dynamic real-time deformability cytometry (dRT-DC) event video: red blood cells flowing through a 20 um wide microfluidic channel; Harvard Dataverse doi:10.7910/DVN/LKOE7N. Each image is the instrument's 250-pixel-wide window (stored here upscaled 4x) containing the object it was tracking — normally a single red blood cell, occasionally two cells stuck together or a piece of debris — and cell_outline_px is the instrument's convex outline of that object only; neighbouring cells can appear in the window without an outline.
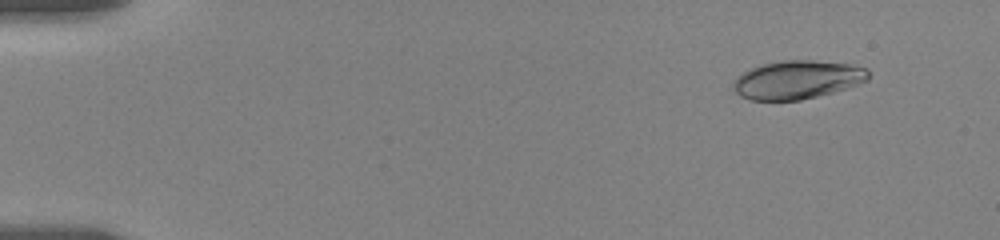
{"species": "human", "species_latin": "Homo sapiens", "temperature_condition": "room temperature", "stored_images_in_passage": 30, "camera_frame_rate_fps": 3000, "um_per_image_px": 0.085, "donor": {"sex": "female"}, "frame": {"image": 1, "passage_image": 2, "time_ms": 1.333, "image_size_px": [1000, 240], "cell_outline_px": [[868, 80], [832, 92], [800, 100], [752, 100], [740, 96], [732, 88], [732, 84], [744, 72], [752, 68], [764, 64], [784, 60], [812, 60], [848, 64], [868, 68]], "centroid_in_image_um": [67.76, 6.78], "position_along_channel_um": 17.2, "area_um2": 29.77}}
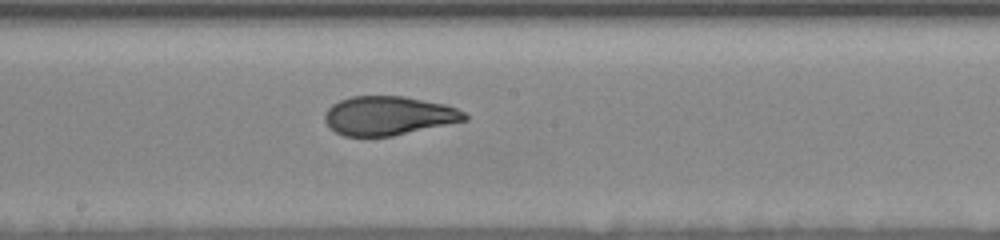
{"frame": {"image": 2, "passage_image": 16, "time_ms": 10.333, "image_size_px": [1000, 240], "cell_outline_px": [[468, 120], [392, 136], [344, 136], [328, 128], [324, 120], [324, 112], [332, 104], [340, 100], [352, 96], [404, 96], [444, 104], [456, 108], [464, 112], [468, 116]], "centroid_in_image_um": [32.99, 9.83], "position_along_channel_um": 215.2, "area_um2": 31.85}}
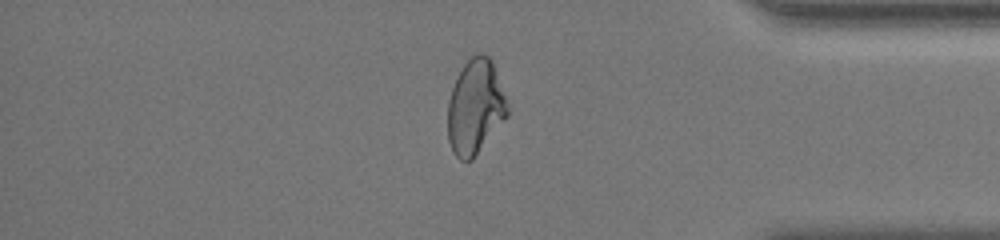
{"frame": {"image": 3, "passage_image": 26, "time_ms": 16.0, "image_size_px": [1000, 240], "cell_outline_px": [[508, 116], [472, 160], [460, 160], [456, 156], [448, 140], [448, 100], [452, 88], [464, 64], [472, 56], [480, 52], [488, 56], [492, 60], [508, 100]], "centroid_in_image_um": [40.42, 9.09], "position_along_channel_um": 394.8, "area_um2": 32.95}, "authors_computed_cell_mechanics": {"area_um2": 32.6281, "velocity_mm_per_s": 3.5024, "shape_relaxation_time_tau1_ms": 7.368, "shape_relaxation_time_tau2_ms": 1.3436, "deformation_change_tau1": 0.1976, "deformation_change_tau2": 0.0604}}